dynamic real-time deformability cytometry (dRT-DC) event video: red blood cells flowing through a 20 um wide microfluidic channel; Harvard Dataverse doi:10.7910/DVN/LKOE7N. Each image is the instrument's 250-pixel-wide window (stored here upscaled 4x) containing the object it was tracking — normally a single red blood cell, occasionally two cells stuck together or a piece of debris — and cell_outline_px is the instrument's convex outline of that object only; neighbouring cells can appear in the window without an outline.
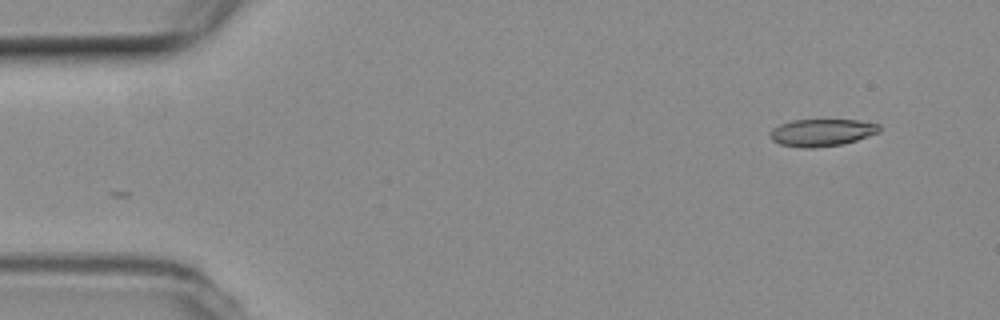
{"species": "common noctule bat (a hibernating species)", "species_latin": "Nyctalus noctula", "temperature_condition": "room temperature", "stored_images_in_passage": 13, "camera_frame_rate_fps": 3000, "um_per_image_px": 0.085, "animal": {"sex": "female", "body_mass_g": 19.3, "forearm_length_mm": 54.1}, "frame": {"image": 1, "passage_image": 1, "time_ms": 0.0, "image_size_px": [1000, 320], "cell_outline_px": [[880, 132], [844, 144], [812, 148], [804, 148], [780, 144], [772, 140], [768, 136], [768, 132], [772, 128], [780, 124], [792, 120], [860, 120], [880, 124]], "centroid_in_image_um": [69.83, 11.26], "position_along_channel_um": 15.2, "area_um2": 17.51}}
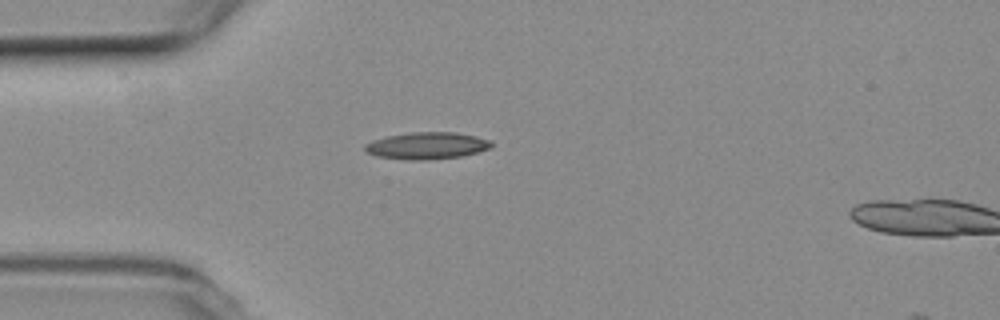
{"frame": {"image": 2, "passage_image": 11, "time_ms": 3.333, "image_size_px": [1000, 320], "cell_outline_px": [[492, 148], [460, 156], [424, 160], [412, 160], [376, 156], [368, 152], [364, 148], [364, 144], [372, 140], [388, 136], [412, 132], [456, 132], [476, 136], [492, 140]], "centroid_in_image_um": [36.31, 12.37], "position_along_channel_um": 48.7, "area_um2": 19.77}}